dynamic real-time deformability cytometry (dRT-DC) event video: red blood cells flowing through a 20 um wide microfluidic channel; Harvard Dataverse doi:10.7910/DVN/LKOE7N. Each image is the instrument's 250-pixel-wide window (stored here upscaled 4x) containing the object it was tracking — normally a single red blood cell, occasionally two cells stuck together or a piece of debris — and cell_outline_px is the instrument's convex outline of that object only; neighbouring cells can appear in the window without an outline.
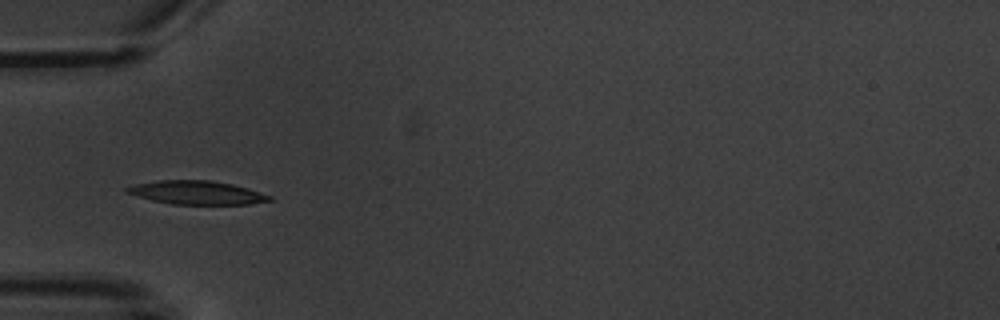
{"species": "common noctule bat (a hibernating species)", "species_latin": "Nyctalus noctula", "temperature_condition": "warm", "stored_images_in_passage": 15, "camera_frame_rate_fps": 3000, "um_per_image_px": 0.085, "animal": {"sex": "male", "body_mass_g": 20.1, "forearm_length_mm": 53.5}, "frame": {"image": 1, "passage_image": 5, "time_ms": 6.0, "image_size_px": [1000, 320], "cell_outline_px": [[272, 200], [248, 204], [172, 204], [152, 200], [124, 192], [124, 188], [136, 184], [160, 180], [208, 180], [232, 184], [260, 192], [272, 196]], "centroid_in_image_um": [16.7, 16.37], "position_along_channel_um": 68.3, "area_um2": 19.36}}
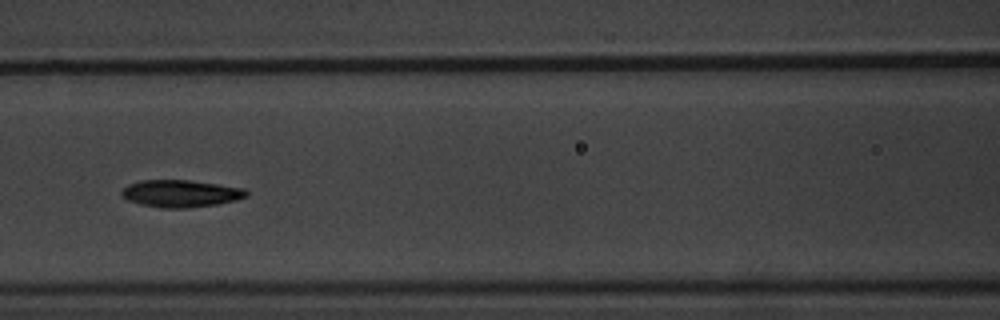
{"frame": {"image": 2, "passage_image": 7, "time_ms": 8.333, "image_size_px": [1000, 320], "cell_outline_px": [[248, 196], [236, 200], [216, 204], [188, 208], [160, 208], [140, 204], [128, 200], [120, 196], [120, 192], [128, 184], [140, 180], [188, 180], [244, 188], [248, 192]], "centroid_in_image_um": [15.33, 16.45], "position_along_channel_um": 151.3, "area_um2": 19.83}, "authors_computed_cell_mechanics": {"area_um2": 19.4786, "velocity_mm_per_s": 3.5469, "shape_relaxation_time_tau1_ms": 3.1039, "shape_relaxation_time_tau2_ms": 1.4471, "deformation_change_tau1": 0.1222, "deformation_change_tau2": 0.0623}}